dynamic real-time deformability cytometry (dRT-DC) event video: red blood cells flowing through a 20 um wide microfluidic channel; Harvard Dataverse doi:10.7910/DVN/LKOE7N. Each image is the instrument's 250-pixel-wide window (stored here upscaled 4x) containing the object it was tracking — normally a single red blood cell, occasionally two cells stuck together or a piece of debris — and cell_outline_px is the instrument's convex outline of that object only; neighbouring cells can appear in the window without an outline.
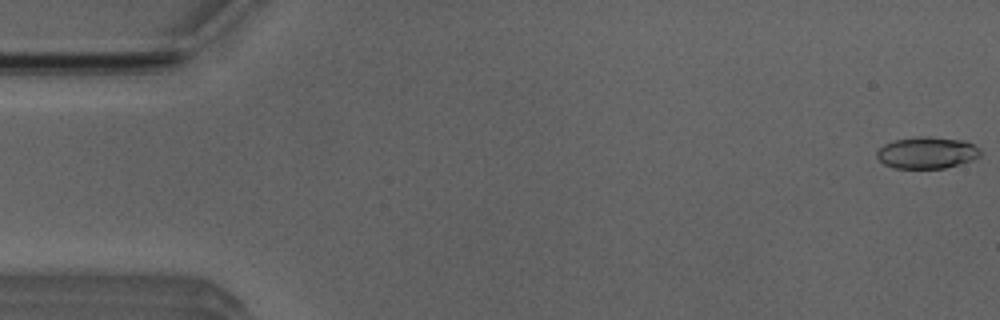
{"species": "Egyptian fruit bat (a non-hibernating species)", "species_latin": "Rousettus aegyptiacus", "temperature_condition": "room temperature", "stored_images_in_passage": 5, "camera_frame_rate_fps": 3000, "um_per_image_px": 0.085, "animal": {"sex": "male"}, "frame": {"image": 1, "passage_image": 1, "time_ms": 0.0, "image_size_px": [1000, 320], "cell_outline_px": [[980, 156], [972, 160], [960, 164], [944, 168], [892, 168], [884, 164], [876, 156], [876, 152], [884, 144], [896, 140], [920, 136], [928, 136], [964, 140], [980, 148]], "centroid_in_image_um": [78.79, 12.98], "position_along_channel_um": 6.2, "area_um2": 19.13}}
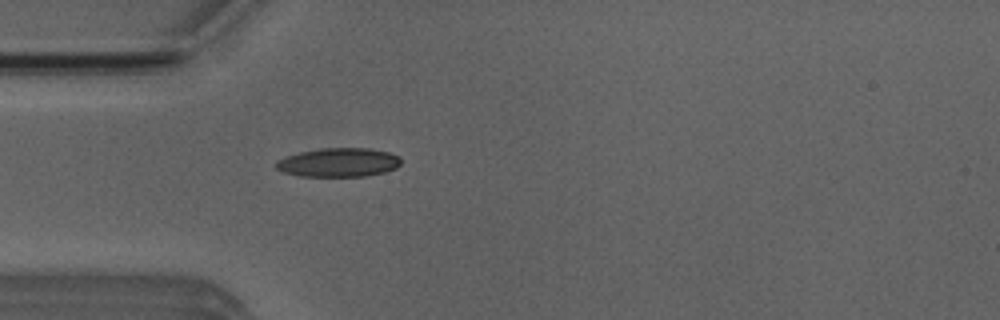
{"frame": {"image": 2, "passage_image": 5, "time_ms": 4.667, "image_size_px": [1000, 320], "cell_outline_px": [[400, 164], [396, 168], [384, 172], [364, 176], [300, 176], [284, 172], [276, 168], [276, 160], [284, 156], [300, 152], [320, 148], [368, 148], [388, 152], [400, 156]], "centroid_in_image_um": [28.76, 13.8], "position_along_channel_um": 56.2, "area_um2": 21.04}}